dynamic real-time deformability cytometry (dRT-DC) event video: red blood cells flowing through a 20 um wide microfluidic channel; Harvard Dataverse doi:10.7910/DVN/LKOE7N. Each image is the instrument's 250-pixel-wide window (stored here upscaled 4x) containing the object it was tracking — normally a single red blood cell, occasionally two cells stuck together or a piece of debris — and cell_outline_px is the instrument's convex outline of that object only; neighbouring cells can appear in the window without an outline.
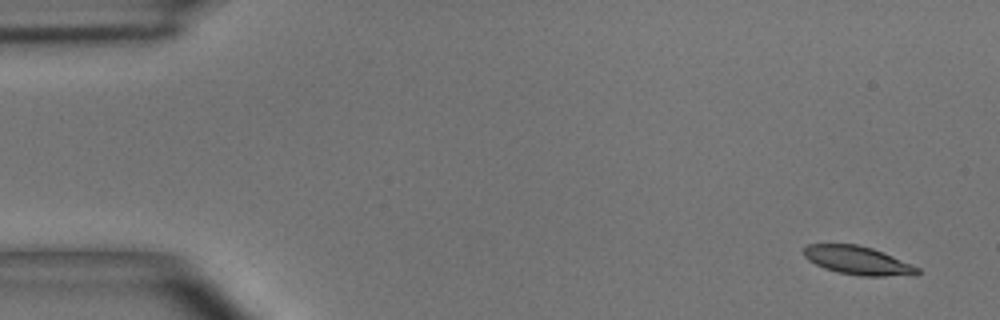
{"species": "common noctule bat (a hibernating species)", "species_latin": "Nyctalus noctula", "temperature_condition": "room temperature", "stored_images_in_passage": 8, "camera_frame_rate_fps": 3000, "um_per_image_px": 0.085, "animal": {"sex": "male", "body_mass_g": 15.6}, "frame": {"image": 1, "passage_image": 1, "time_ms": 0.0, "image_size_px": [1000, 320], "cell_outline_px": [[920, 272], [916, 276], [860, 276], [836, 272], [824, 268], [808, 260], [804, 256], [804, 248], [808, 244], [856, 244], [872, 248], [884, 252], [912, 264], [920, 268]], "centroid_in_image_um": [72.96, 22.15], "position_along_channel_um": 12.0, "area_um2": 19.07}}
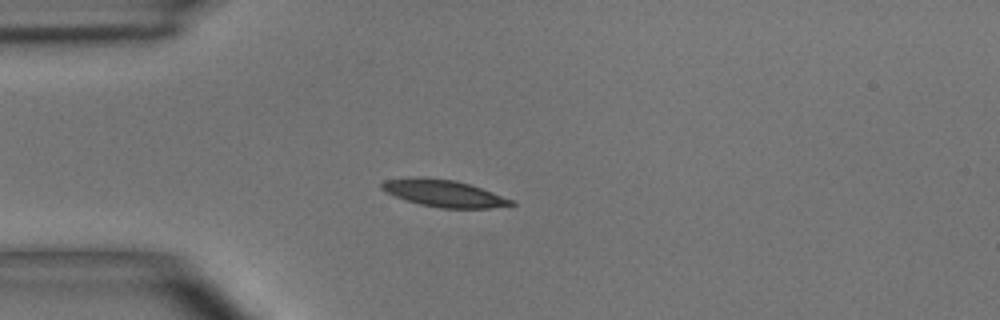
{"frame": {"image": 2, "passage_image": 4, "time_ms": 3.667, "image_size_px": [1000, 320], "cell_outline_px": [[516, 204], [492, 208], [440, 208], [420, 204], [404, 200], [380, 188], [380, 184], [384, 180], [452, 180], [468, 184], [492, 192], [512, 200]], "centroid_in_image_um": [37.79, 16.49], "position_along_channel_um": 47.2, "area_um2": 19.13}}
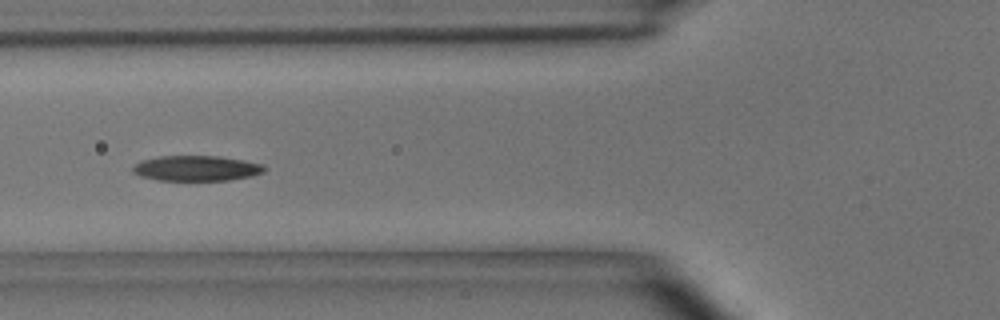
{"frame": {"image": 3, "passage_image": 6, "time_ms": 5.667, "image_size_px": [1000, 320], "cell_outline_px": [[268, 168], [264, 172], [252, 176], [228, 180], [156, 180], [140, 176], [132, 172], [132, 168], [140, 160], [160, 156], [220, 156], [244, 160], [264, 164]], "centroid_in_image_um": [16.72, 14.3], "position_along_channel_um": 109.1, "area_um2": 19.59}}